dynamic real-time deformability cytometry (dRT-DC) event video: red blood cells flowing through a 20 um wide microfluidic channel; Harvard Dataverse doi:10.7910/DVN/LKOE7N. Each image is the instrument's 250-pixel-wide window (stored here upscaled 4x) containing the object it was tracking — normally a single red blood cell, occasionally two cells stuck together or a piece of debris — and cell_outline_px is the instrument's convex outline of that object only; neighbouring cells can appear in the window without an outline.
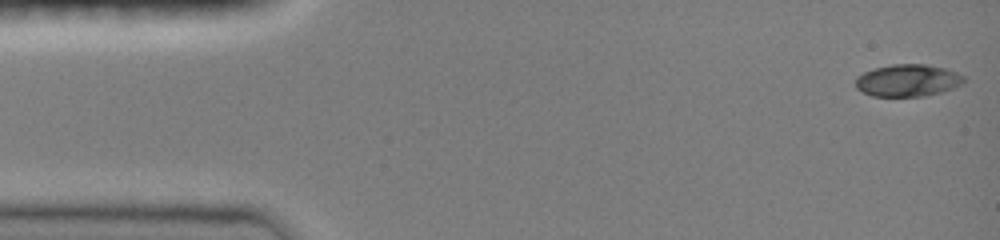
{"species": "common noctule bat (a hibernating species)", "species_latin": "Nyctalus noctula", "temperature_condition": "room temperature", "stored_images_in_passage": 47, "camera_frame_rate_fps": 3000, "um_per_image_px": 0.085, "animal": {"sex": "female", "body_mass_g": 19.0, "forearm_length_mm": 51.5}, "frame": {"image": 1, "passage_image": 1, "time_ms": 0.0, "image_size_px": [1000, 240], "cell_outline_px": [[964, 80], [960, 84], [952, 88], [940, 92], [924, 96], [872, 96], [856, 88], [856, 76], [864, 72], [876, 68], [892, 64], [924, 64], [944, 68], [956, 72], [964, 76]], "centroid_in_image_um": [77.13, 6.83], "position_along_channel_um": 7.9, "area_um2": 20.06}}
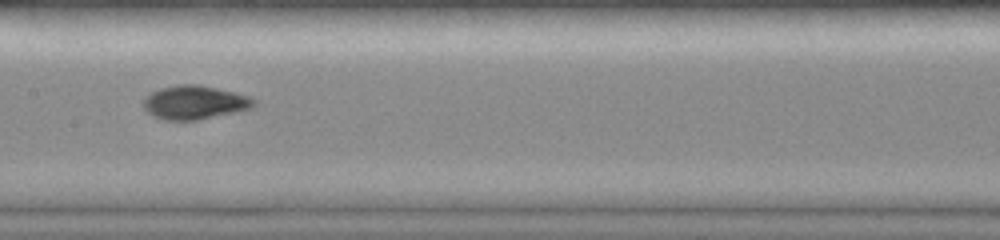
{"frame": {"image": 2, "passage_image": 23, "time_ms": 7.333, "image_size_px": [1000, 240], "cell_outline_px": [[256, 104], [252, 108], [236, 112], [200, 120], [164, 120], [152, 116], [144, 108], [144, 100], [152, 92], [160, 88], [176, 84], [200, 84], [236, 92], [248, 96], [256, 100]], "centroid_in_image_um": [16.57, 8.7], "position_along_channel_um": 190.8, "area_um2": 21.91}}
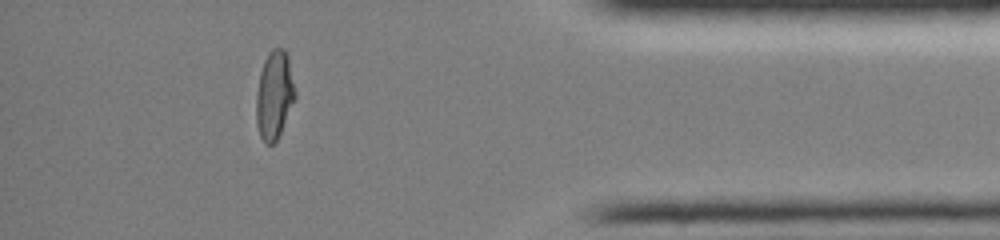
{"frame": {"image": 3, "passage_image": 41, "time_ms": 13.333, "image_size_px": [1000, 240], "cell_outline_px": [[296, 96], [280, 132], [276, 140], [272, 144], [264, 144], [260, 136], [256, 124], [256, 92], [260, 72], [264, 60], [268, 52], [272, 48], [284, 48], [288, 56], [296, 92]], "centroid_in_image_um": [23.3, 8.05], "position_along_channel_um": 411.9, "area_um2": 20.06}, "authors_computed_cell_mechanics": {"area_um2": 20.3456, "velocity_mm_per_s": 4.0962, "shape_relaxation_time_tau1_ms": 6.7829, "shape_relaxation_time_tau2_ms": null, "deformation_change_tau1": 0.2892, "deformation_change_tau2": null}}